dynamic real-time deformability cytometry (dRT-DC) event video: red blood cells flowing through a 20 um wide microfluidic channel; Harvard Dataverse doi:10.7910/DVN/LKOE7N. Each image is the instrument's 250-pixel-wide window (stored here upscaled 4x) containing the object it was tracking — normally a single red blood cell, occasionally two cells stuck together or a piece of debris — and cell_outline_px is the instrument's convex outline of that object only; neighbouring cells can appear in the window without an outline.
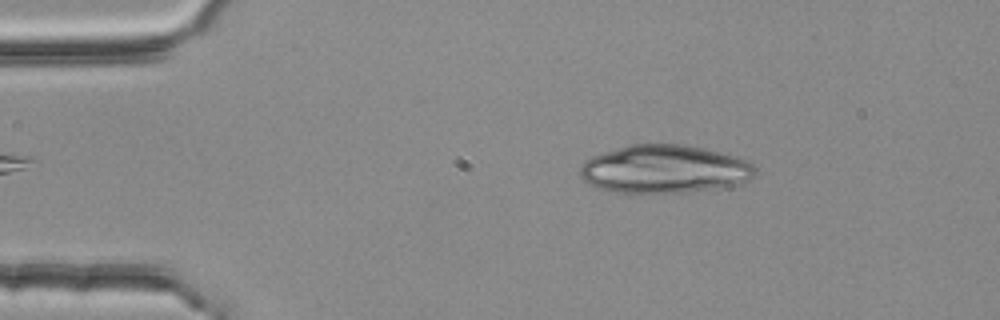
{"species": "common noctule bat (a hibernating species)", "species_latin": "Nyctalus noctula", "temperature_condition": "room temperature", "stored_images_in_passage": 2, "camera_frame_rate_fps": 3000, "um_per_image_px": 0.085, "animal": {"sex": "female", "body_mass_g": 25.1}, "frame": {"image": 1, "passage_image": 1, "time_ms": 0.0, "image_size_px": [1000, 320], "cell_outline_px": [[756, 176], [752, 180], [720, 188], [692, 192], [612, 192], [600, 188], [584, 180], [580, 176], [580, 164], [584, 160], [592, 156], [604, 152], [632, 144], [684, 144], [704, 148], [736, 156], [748, 160], [756, 168]], "centroid_in_image_um": [56.53, 14.37], "position_along_channel_um": 28.5, "area_um2": 49.36}}